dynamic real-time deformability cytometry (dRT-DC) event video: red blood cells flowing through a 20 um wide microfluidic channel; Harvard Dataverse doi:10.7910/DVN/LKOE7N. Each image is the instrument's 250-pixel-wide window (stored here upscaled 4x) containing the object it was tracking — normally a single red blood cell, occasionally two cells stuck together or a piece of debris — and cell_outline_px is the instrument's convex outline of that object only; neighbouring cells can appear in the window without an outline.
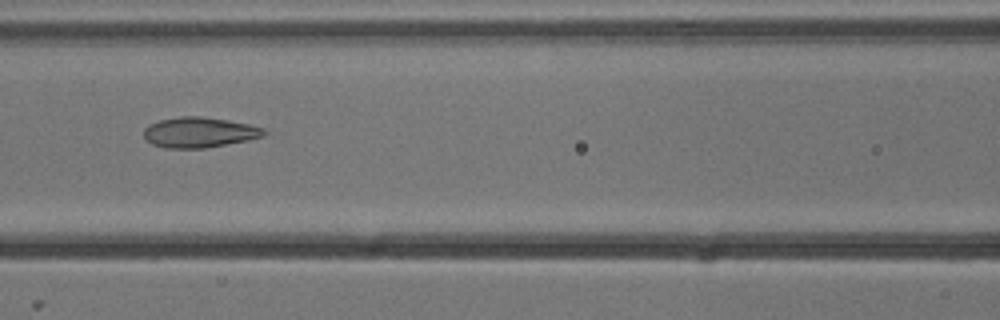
{"species": "common noctule bat (a hibernating species)", "species_latin": "Nyctalus noctula", "temperature_condition": "cold", "stored_images_in_passage": 8, "camera_frame_rate_fps": 3000, "um_per_image_px": 0.085, "animal": {"sex": "male", "body_mass_g": 13.3}, "frame": {"image": 1, "passage_image": 7, "time_ms": 2.0, "image_size_px": [1000, 320], "cell_outline_px": [[268, 132], [264, 136], [248, 140], [204, 148], [164, 148], [152, 144], [144, 136], [144, 128], [148, 124], [160, 120], [180, 116], [200, 116], [228, 120], [248, 124], [264, 128]], "centroid_in_image_um": [16.94, 11.25], "position_along_channel_um": 149.7, "area_um2": 21.27}}
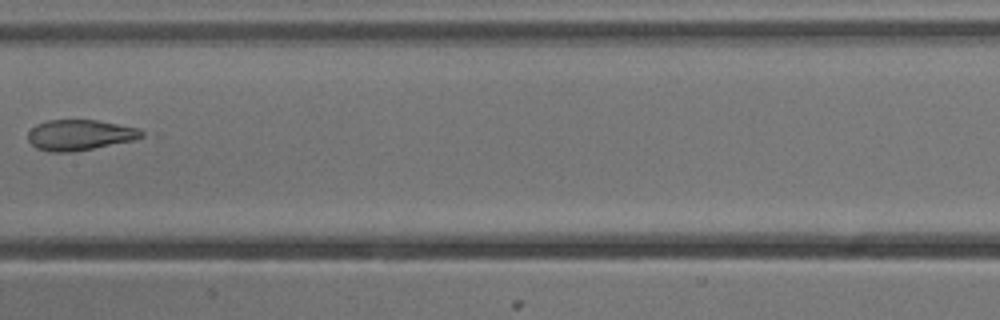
{"frame": {"image": 2, "passage_image": 8, "time_ms": 2.333, "image_size_px": [1000, 320], "cell_outline_px": [[144, 136], [132, 140], [72, 152], [48, 152], [36, 148], [28, 140], [28, 132], [36, 124], [48, 120], [96, 120], [140, 128], [144, 132]], "centroid_in_image_um": [6.76, 11.47], "position_along_channel_um": 200.6, "area_um2": 20.17}}